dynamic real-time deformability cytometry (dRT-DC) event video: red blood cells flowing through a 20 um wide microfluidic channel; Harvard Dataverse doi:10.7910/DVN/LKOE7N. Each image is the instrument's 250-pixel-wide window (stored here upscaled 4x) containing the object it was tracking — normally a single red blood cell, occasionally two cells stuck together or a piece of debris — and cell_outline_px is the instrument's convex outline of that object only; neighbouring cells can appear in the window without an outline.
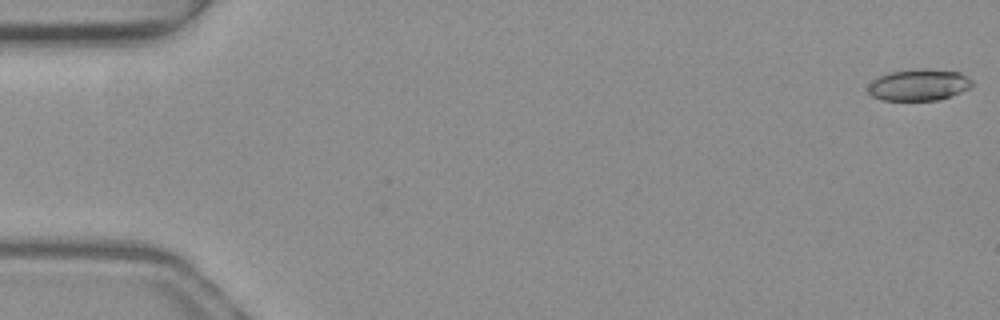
{"species": "common noctule bat (a hibernating species)", "species_latin": "Nyctalus noctula", "temperature_condition": "warm", "stored_images_in_passage": 15, "camera_frame_rate_fps": 3000, "um_per_image_px": 0.085, "animal": {"sex": "female", "body_mass_g": 19.3, "forearm_length_mm": 54.1}, "frame": {"image": 1, "passage_image": 1, "time_ms": 0.0, "image_size_px": [1000, 320], "cell_outline_px": [[972, 84], [968, 88], [960, 92], [940, 100], [880, 100], [872, 96], [868, 92], [868, 84], [872, 80], [880, 76], [892, 72], [920, 68], [960, 72], [972, 80]], "centroid_in_image_um": [78.08, 7.22], "position_along_channel_um": 6.9, "area_um2": 19.02}}
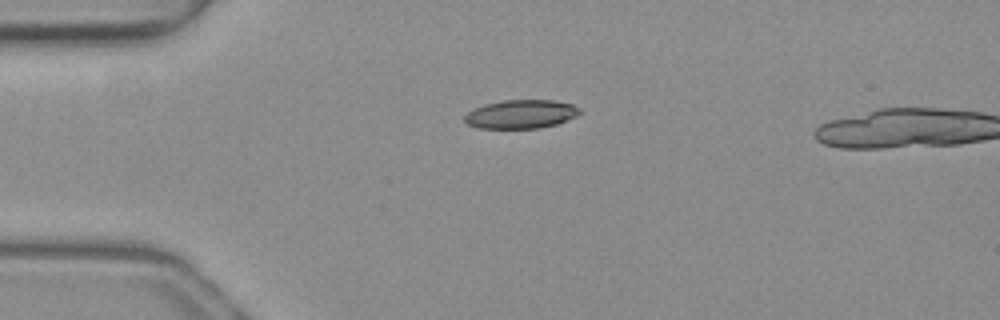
{"frame": {"image": 2, "passage_image": 13, "time_ms": 4.0, "image_size_px": [1000, 320], "cell_outline_px": [[580, 112], [576, 116], [556, 124], [540, 128], [476, 128], [468, 124], [464, 120], [464, 116], [468, 112], [484, 104], [504, 100], [552, 100], [572, 104], [580, 108]], "centroid_in_image_um": [44.27, 9.7], "position_along_channel_um": 40.7, "area_um2": 19.13}}